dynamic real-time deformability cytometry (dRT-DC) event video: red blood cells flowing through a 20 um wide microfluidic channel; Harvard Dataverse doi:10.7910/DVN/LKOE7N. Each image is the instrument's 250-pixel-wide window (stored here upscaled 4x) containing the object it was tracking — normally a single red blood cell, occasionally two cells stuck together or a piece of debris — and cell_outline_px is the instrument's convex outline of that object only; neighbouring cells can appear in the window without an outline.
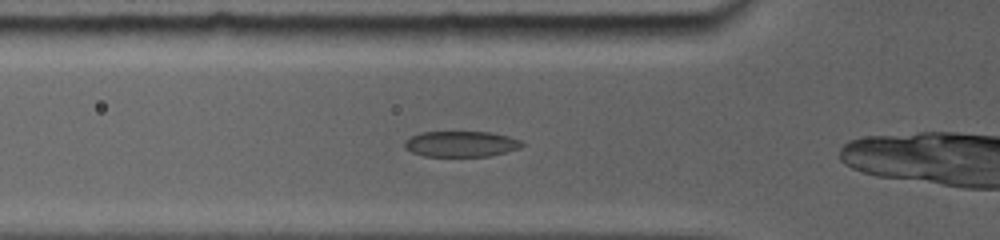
{"species": "common noctule bat (a hibernating species)", "species_latin": "Nyctalus noctula", "temperature_condition": "room temperature", "stored_images_in_passage": 24, "camera_frame_rate_fps": 5000, "um_per_image_px": 0.085, "animal": {"sex": "female", "body_mass_g": 19.0, "forearm_length_mm": 56.7}, "frame": {"image": 1, "passage_image": 3, "time_ms": 1.6, "image_size_px": [1000, 240], "cell_outline_px": [[524, 144], [520, 148], [492, 156], [424, 156], [412, 152], [404, 148], [404, 144], [412, 136], [424, 132], [488, 132], [520, 140]], "centroid_in_image_um": [39.19, 12.25], "position_along_channel_um": 86.6, "area_um2": 17.34}}
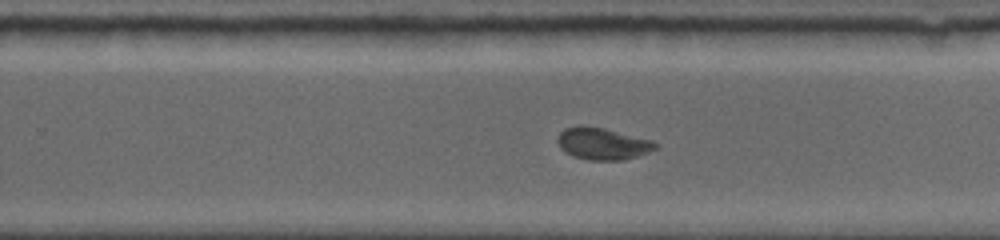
{"frame": {"image": 2, "passage_image": 11, "time_ms": 6.6, "image_size_px": [1000, 240], "cell_outline_px": [[660, 144], [656, 148], [648, 152], [636, 156], [620, 160], [588, 160], [572, 156], [564, 152], [560, 148], [556, 140], [556, 136], [564, 128], [580, 124], [604, 128], [652, 140]], "centroid_in_image_um": [51.16, 12.2], "position_along_channel_um": 278.6, "area_um2": 18.44}}
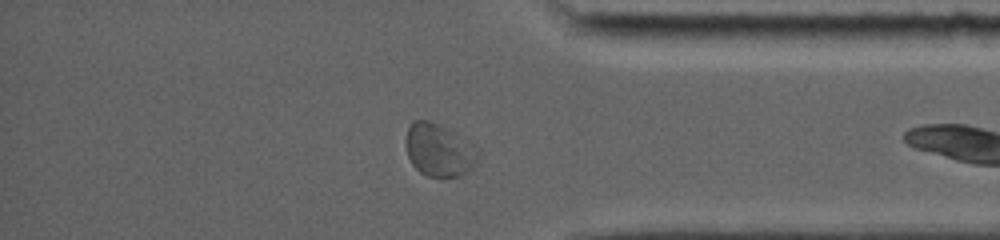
{"frame": {"image": 3, "passage_image": 19, "time_ms": 9.8, "image_size_px": [1000, 240], "cell_outline_px": [[480, 156], [472, 168], [460, 176], [440, 180], [428, 176], [420, 172], [412, 164], [408, 156], [408, 128], [412, 120], [428, 120], [452, 132], [476, 148]], "centroid_in_image_um": [37.33, 12.83], "position_along_channel_um": 397.9, "area_um2": 21.85}}